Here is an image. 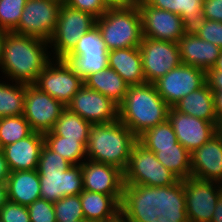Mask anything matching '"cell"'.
<instances>
[{
  "instance_id": "1",
  "label": "cell",
  "mask_w": 222,
  "mask_h": 222,
  "mask_svg": "<svg viewBox=\"0 0 222 222\" xmlns=\"http://www.w3.org/2000/svg\"><path fill=\"white\" fill-rule=\"evenodd\" d=\"M183 180L171 186L124 185L120 211L132 222H189Z\"/></svg>"
},
{
  "instance_id": "2",
  "label": "cell",
  "mask_w": 222,
  "mask_h": 222,
  "mask_svg": "<svg viewBox=\"0 0 222 222\" xmlns=\"http://www.w3.org/2000/svg\"><path fill=\"white\" fill-rule=\"evenodd\" d=\"M49 42L37 37L8 31L3 45L0 70L9 81L32 85L52 61ZM50 54V55H49Z\"/></svg>"
},
{
  "instance_id": "3",
  "label": "cell",
  "mask_w": 222,
  "mask_h": 222,
  "mask_svg": "<svg viewBox=\"0 0 222 222\" xmlns=\"http://www.w3.org/2000/svg\"><path fill=\"white\" fill-rule=\"evenodd\" d=\"M169 109L153 83L132 85L118 106V119L138 137L145 130L167 121Z\"/></svg>"
},
{
  "instance_id": "4",
  "label": "cell",
  "mask_w": 222,
  "mask_h": 222,
  "mask_svg": "<svg viewBox=\"0 0 222 222\" xmlns=\"http://www.w3.org/2000/svg\"><path fill=\"white\" fill-rule=\"evenodd\" d=\"M137 137L119 119L91 124L86 146L87 159L109 164L125 171Z\"/></svg>"
},
{
  "instance_id": "5",
  "label": "cell",
  "mask_w": 222,
  "mask_h": 222,
  "mask_svg": "<svg viewBox=\"0 0 222 222\" xmlns=\"http://www.w3.org/2000/svg\"><path fill=\"white\" fill-rule=\"evenodd\" d=\"M108 51L140 47L142 42V19L138 6L109 8L96 19Z\"/></svg>"
},
{
  "instance_id": "6",
  "label": "cell",
  "mask_w": 222,
  "mask_h": 222,
  "mask_svg": "<svg viewBox=\"0 0 222 222\" xmlns=\"http://www.w3.org/2000/svg\"><path fill=\"white\" fill-rule=\"evenodd\" d=\"M124 173V185L149 187L171 186L180 179L159 162L153 153L138 141L132 148Z\"/></svg>"
},
{
  "instance_id": "7",
  "label": "cell",
  "mask_w": 222,
  "mask_h": 222,
  "mask_svg": "<svg viewBox=\"0 0 222 222\" xmlns=\"http://www.w3.org/2000/svg\"><path fill=\"white\" fill-rule=\"evenodd\" d=\"M96 19L97 18L87 12L62 5L59 11L55 33L49 41V48H53L51 50L53 56L51 57L53 59H62L71 53L76 47L80 37L96 26Z\"/></svg>"
},
{
  "instance_id": "8",
  "label": "cell",
  "mask_w": 222,
  "mask_h": 222,
  "mask_svg": "<svg viewBox=\"0 0 222 222\" xmlns=\"http://www.w3.org/2000/svg\"><path fill=\"white\" fill-rule=\"evenodd\" d=\"M141 61L146 83H154L181 64L178 43L143 37Z\"/></svg>"
},
{
  "instance_id": "9",
  "label": "cell",
  "mask_w": 222,
  "mask_h": 222,
  "mask_svg": "<svg viewBox=\"0 0 222 222\" xmlns=\"http://www.w3.org/2000/svg\"><path fill=\"white\" fill-rule=\"evenodd\" d=\"M60 8L61 5L47 0H27L13 32L49 42L57 27Z\"/></svg>"
},
{
  "instance_id": "10",
  "label": "cell",
  "mask_w": 222,
  "mask_h": 222,
  "mask_svg": "<svg viewBox=\"0 0 222 222\" xmlns=\"http://www.w3.org/2000/svg\"><path fill=\"white\" fill-rule=\"evenodd\" d=\"M183 189L189 222H211L222 183L189 177L183 180Z\"/></svg>"
},
{
  "instance_id": "11",
  "label": "cell",
  "mask_w": 222,
  "mask_h": 222,
  "mask_svg": "<svg viewBox=\"0 0 222 222\" xmlns=\"http://www.w3.org/2000/svg\"><path fill=\"white\" fill-rule=\"evenodd\" d=\"M34 85L66 107L84 81L62 59H54L40 72Z\"/></svg>"
},
{
  "instance_id": "12",
  "label": "cell",
  "mask_w": 222,
  "mask_h": 222,
  "mask_svg": "<svg viewBox=\"0 0 222 222\" xmlns=\"http://www.w3.org/2000/svg\"><path fill=\"white\" fill-rule=\"evenodd\" d=\"M205 83L206 71L181 63L153 84L163 100L173 107L183 97L201 88Z\"/></svg>"
},
{
  "instance_id": "13",
  "label": "cell",
  "mask_w": 222,
  "mask_h": 222,
  "mask_svg": "<svg viewBox=\"0 0 222 222\" xmlns=\"http://www.w3.org/2000/svg\"><path fill=\"white\" fill-rule=\"evenodd\" d=\"M66 107L34 84H26L23 116L33 131H51Z\"/></svg>"
},
{
  "instance_id": "14",
  "label": "cell",
  "mask_w": 222,
  "mask_h": 222,
  "mask_svg": "<svg viewBox=\"0 0 222 222\" xmlns=\"http://www.w3.org/2000/svg\"><path fill=\"white\" fill-rule=\"evenodd\" d=\"M91 124L118 120V105L98 91L83 85L66 106Z\"/></svg>"
},
{
  "instance_id": "15",
  "label": "cell",
  "mask_w": 222,
  "mask_h": 222,
  "mask_svg": "<svg viewBox=\"0 0 222 222\" xmlns=\"http://www.w3.org/2000/svg\"><path fill=\"white\" fill-rule=\"evenodd\" d=\"M142 19L143 37L178 43L184 35L182 17L143 3L138 6Z\"/></svg>"
},
{
  "instance_id": "16",
  "label": "cell",
  "mask_w": 222,
  "mask_h": 222,
  "mask_svg": "<svg viewBox=\"0 0 222 222\" xmlns=\"http://www.w3.org/2000/svg\"><path fill=\"white\" fill-rule=\"evenodd\" d=\"M168 121L171 123L178 142L190 153L207 142L217 133L218 123L190 116L170 107Z\"/></svg>"
},
{
  "instance_id": "17",
  "label": "cell",
  "mask_w": 222,
  "mask_h": 222,
  "mask_svg": "<svg viewBox=\"0 0 222 222\" xmlns=\"http://www.w3.org/2000/svg\"><path fill=\"white\" fill-rule=\"evenodd\" d=\"M40 180L41 198L57 202L63 197L79 195L83 191V175L80 165L67 170H37Z\"/></svg>"
},
{
  "instance_id": "18",
  "label": "cell",
  "mask_w": 222,
  "mask_h": 222,
  "mask_svg": "<svg viewBox=\"0 0 222 222\" xmlns=\"http://www.w3.org/2000/svg\"><path fill=\"white\" fill-rule=\"evenodd\" d=\"M83 190L123 196L124 173L119 168L86 159L81 164Z\"/></svg>"
},
{
  "instance_id": "19",
  "label": "cell",
  "mask_w": 222,
  "mask_h": 222,
  "mask_svg": "<svg viewBox=\"0 0 222 222\" xmlns=\"http://www.w3.org/2000/svg\"><path fill=\"white\" fill-rule=\"evenodd\" d=\"M191 177L222 183V137L218 133L191 153Z\"/></svg>"
},
{
  "instance_id": "20",
  "label": "cell",
  "mask_w": 222,
  "mask_h": 222,
  "mask_svg": "<svg viewBox=\"0 0 222 222\" xmlns=\"http://www.w3.org/2000/svg\"><path fill=\"white\" fill-rule=\"evenodd\" d=\"M43 146V133L33 131L29 136L3 147L2 151L10 171H31L37 169Z\"/></svg>"
},
{
  "instance_id": "21",
  "label": "cell",
  "mask_w": 222,
  "mask_h": 222,
  "mask_svg": "<svg viewBox=\"0 0 222 222\" xmlns=\"http://www.w3.org/2000/svg\"><path fill=\"white\" fill-rule=\"evenodd\" d=\"M178 46L182 64L194 66L206 72L214 67L222 50L197 35L184 34L178 41Z\"/></svg>"
},
{
  "instance_id": "22",
  "label": "cell",
  "mask_w": 222,
  "mask_h": 222,
  "mask_svg": "<svg viewBox=\"0 0 222 222\" xmlns=\"http://www.w3.org/2000/svg\"><path fill=\"white\" fill-rule=\"evenodd\" d=\"M108 66L114 69L129 86L146 83L139 47L109 51Z\"/></svg>"
},
{
  "instance_id": "23",
  "label": "cell",
  "mask_w": 222,
  "mask_h": 222,
  "mask_svg": "<svg viewBox=\"0 0 222 222\" xmlns=\"http://www.w3.org/2000/svg\"><path fill=\"white\" fill-rule=\"evenodd\" d=\"M8 200L28 207L41 198L40 180L37 169L31 171H14L6 181Z\"/></svg>"
},
{
  "instance_id": "24",
  "label": "cell",
  "mask_w": 222,
  "mask_h": 222,
  "mask_svg": "<svg viewBox=\"0 0 222 222\" xmlns=\"http://www.w3.org/2000/svg\"><path fill=\"white\" fill-rule=\"evenodd\" d=\"M80 200L84 218L89 222H106L120 212L122 196H110L83 190Z\"/></svg>"
},
{
  "instance_id": "25",
  "label": "cell",
  "mask_w": 222,
  "mask_h": 222,
  "mask_svg": "<svg viewBox=\"0 0 222 222\" xmlns=\"http://www.w3.org/2000/svg\"><path fill=\"white\" fill-rule=\"evenodd\" d=\"M177 111L211 123H218L215 113L214 94L207 82L192 91L173 106Z\"/></svg>"
},
{
  "instance_id": "26",
  "label": "cell",
  "mask_w": 222,
  "mask_h": 222,
  "mask_svg": "<svg viewBox=\"0 0 222 222\" xmlns=\"http://www.w3.org/2000/svg\"><path fill=\"white\" fill-rule=\"evenodd\" d=\"M84 85L110 98L118 106L124 101L129 87L123 78L109 67L88 76Z\"/></svg>"
},
{
  "instance_id": "27",
  "label": "cell",
  "mask_w": 222,
  "mask_h": 222,
  "mask_svg": "<svg viewBox=\"0 0 222 222\" xmlns=\"http://www.w3.org/2000/svg\"><path fill=\"white\" fill-rule=\"evenodd\" d=\"M147 149L153 151L157 160L180 180L191 177V153L179 142L173 147Z\"/></svg>"
},
{
  "instance_id": "28",
  "label": "cell",
  "mask_w": 222,
  "mask_h": 222,
  "mask_svg": "<svg viewBox=\"0 0 222 222\" xmlns=\"http://www.w3.org/2000/svg\"><path fill=\"white\" fill-rule=\"evenodd\" d=\"M90 126V122L65 108L51 131L66 139L78 140L86 147Z\"/></svg>"
},
{
  "instance_id": "29",
  "label": "cell",
  "mask_w": 222,
  "mask_h": 222,
  "mask_svg": "<svg viewBox=\"0 0 222 222\" xmlns=\"http://www.w3.org/2000/svg\"><path fill=\"white\" fill-rule=\"evenodd\" d=\"M43 137L48 149L61 155L72 165H80L86 160V147L78 140L57 136L52 131L43 133Z\"/></svg>"
},
{
  "instance_id": "30",
  "label": "cell",
  "mask_w": 222,
  "mask_h": 222,
  "mask_svg": "<svg viewBox=\"0 0 222 222\" xmlns=\"http://www.w3.org/2000/svg\"><path fill=\"white\" fill-rule=\"evenodd\" d=\"M0 81V118L20 116L24 112L26 84Z\"/></svg>"
},
{
  "instance_id": "31",
  "label": "cell",
  "mask_w": 222,
  "mask_h": 222,
  "mask_svg": "<svg viewBox=\"0 0 222 222\" xmlns=\"http://www.w3.org/2000/svg\"><path fill=\"white\" fill-rule=\"evenodd\" d=\"M62 60L83 81L91 74L109 67L108 54L66 55Z\"/></svg>"
},
{
  "instance_id": "32",
  "label": "cell",
  "mask_w": 222,
  "mask_h": 222,
  "mask_svg": "<svg viewBox=\"0 0 222 222\" xmlns=\"http://www.w3.org/2000/svg\"><path fill=\"white\" fill-rule=\"evenodd\" d=\"M137 141L145 148H167L178 143L173 127L168 120L145 130L137 137Z\"/></svg>"
},
{
  "instance_id": "33",
  "label": "cell",
  "mask_w": 222,
  "mask_h": 222,
  "mask_svg": "<svg viewBox=\"0 0 222 222\" xmlns=\"http://www.w3.org/2000/svg\"><path fill=\"white\" fill-rule=\"evenodd\" d=\"M32 132L23 115L0 118V149L29 136Z\"/></svg>"
},
{
  "instance_id": "34",
  "label": "cell",
  "mask_w": 222,
  "mask_h": 222,
  "mask_svg": "<svg viewBox=\"0 0 222 222\" xmlns=\"http://www.w3.org/2000/svg\"><path fill=\"white\" fill-rule=\"evenodd\" d=\"M109 54L98 27H93L80 37L74 50L67 55Z\"/></svg>"
},
{
  "instance_id": "35",
  "label": "cell",
  "mask_w": 222,
  "mask_h": 222,
  "mask_svg": "<svg viewBox=\"0 0 222 222\" xmlns=\"http://www.w3.org/2000/svg\"><path fill=\"white\" fill-rule=\"evenodd\" d=\"M56 222H72L84 218L79 195L66 196L53 203Z\"/></svg>"
},
{
  "instance_id": "36",
  "label": "cell",
  "mask_w": 222,
  "mask_h": 222,
  "mask_svg": "<svg viewBox=\"0 0 222 222\" xmlns=\"http://www.w3.org/2000/svg\"><path fill=\"white\" fill-rule=\"evenodd\" d=\"M27 0H0V28L13 31L19 23Z\"/></svg>"
},
{
  "instance_id": "37",
  "label": "cell",
  "mask_w": 222,
  "mask_h": 222,
  "mask_svg": "<svg viewBox=\"0 0 222 222\" xmlns=\"http://www.w3.org/2000/svg\"><path fill=\"white\" fill-rule=\"evenodd\" d=\"M204 0H150L148 3L158 9L170 11L181 16L194 13L203 12Z\"/></svg>"
},
{
  "instance_id": "38",
  "label": "cell",
  "mask_w": 222,
  "mask_h": 222,
  "mask_svg": "<svg viewBox=\"0 0 222 222\" xmlns=\"http://www.w3.org/2000/svg\"><path fill=\"white\" fill-rule=\"evenodd\" d=\"M72 166L61 155L51 151L45 145L41 149L37 170L60 171L67 170Z\"/></svg>"
},
{
  "instance_id": "39",
  "label": "cell",
  "mask_w": 222,
  "mask_h": 222,
  "mask_svg": "<svg viewBox=\"0 0 222 222\" xmlns=\"http://www.w3.org/2000/svg\"><path fill=\"white\" fill-rule=\"evenodd\" d=\"M27 208L30 222H56L53 202L40 198Z\"/></svg>"
},
{
  "instance_id": "40",
  "label": "cell",
  "mask_w": 222,
  "mask_h": 222,
  "mask_svg": "<svg viewBox=\"0 0 222 222\" xmlns=\"http://www.w3.org/2000/svg\"><path fill=\"white\" fill-rule=\"evenodd\" d=\"M0 220L2 222H30L28 208L8 200L0 209Z\"/></svg>"
},
{
  "instance_id": "41",
  "label": "cell",
  "mask_w": 222,
  "mask_h": 222,
  "mask_svg": "<svg viewBox=\"0 0 222 222\" xmlns=\"http://www.w3.org/2000/svg\"><path fill=\"white\" fill-rule=\"evenodd\" d=\"M65 5L100 18L109 9L104 0H66Z\"/></svg>"
},
{
  "instance_id": "42",
  "label": "cell",
  "mask_w": 222,
  "mask_h": 222,
  "mask_svg": "<svg viewBox=\"0 0 222 222\" xmlns=\"http://www.w3.org/2000/svg\"><path fill=\"white\" fill-rule=\"evenodd\" d=\"M197 36L222 49V22L206 20Z\"/></svg>"
},
{
  "instance_id": "43",
  "label": "cell",
  "mask_w": 222,
  "mask_h": 222,
  "mask_svg": "<svg viewBox=\"0 0 222 222\" xmlns=\"http://www.w3.org/2000/svg\"><path fill=\"white\" fill-rule=\"evenodd\" d=\"M206 19L203 12H194L188 15H185L182 18L184 25V34L185 35H197L202 29Z\"/></svg>"
},
{
  "instance_id": "44",
  "label": "cell",
  "mask_w": 222,
  "mask_h": 222,
  "mask_svg": "<svg viewBox=\"0 0 222 222\" xmlns=\"http://www.w3.org/2000/svg\"><path fill=\"white\" fill-rule=\"evenodd\" d=\"M202 10L206 20L222 22V0H204Z\"/></svg>"
},
{
  "instance_id": "45",
  "label": "cell",
  "mask_w": 222,
  "mask_h": 222,
  "mask_svg": "<svg viewBox=\"0 0 222 222\" xmlns=\"http://www.w3.org/2000/svg\"><path fill=\"white\" fill-rule=\"evenodd\" d=\"M206 82L212 91H222V72L209 69L206 72Z\"/></svg>"
},
{
  "instance_id": "46",
  "label": "cell",
  "mask_w": 222,
  "mask_h": 222,
  "mask_svg": "<svg viewBox=\"0 0 222 222\" xmlns=\"http://www.w3.org/2000/svg\"><path fill=\"white\" fill-rule=\"evenodd\" d=\"M10 169L5 158L4 152L0 149V183H6L10 176Z\"/></svg>"
},
{
  "instance_id": "47",
  "label": "cell",
  "mask_w": 222,
  "mask_h": 222,
  "mask_svg": "<svg viewBox=\"0 0 222 222\" xmlns=\"http://www.w3.org/2000/svg\"><path fill=\"white\" fill-rule=\"evenodd\" d=\"M214 94L215 113L218 122L222 120V91H212Z\"/></svg>"
},
{
  "instance_id": "48",
  "label": "cell",
  "mask_w": 222,
  "mask_h": 222,
  "mask_svg": "<svg viewBox=\"0 0 222 222\" xmlns=\"http://www.w3.org/2000/svg\"><path fill=\"white\" fill-rule=\"evenodd\" d=\"M211 222H222V194L218 198Z\"/></svg>"
},
{
  "instance_id": "49",
  "label": "cell",
  "mask_w": 222,
  "mask_h": 222,
  "mask_svg": "<svg viewBox=\"0 0 222 222\" xmlns=\"http://www.w3.org/2000/svg\"><path fill=\"white\" fill-rule=\"evenodd\" d=\"M109 8H116V7H129L130 1L129 0H104Z\"/></svg>"
},
{
  "instance_id": "50",
  "label": "cell",
  "mask_w": 222,
  "mask_h": 222,
  "mask_svg": "<svg viewBox=\"0 0 222 222\" xmlns=\"http://www.w3.org/2000/svg\"><path fill=\"white\" fill-rule=\"evenodd\" d=\"M8 201V192L6 183H0V209Z\"/></svg>"
},
{
  "instance_id": "51",
  "label": "cell",
  "mask_w": 222,
  "mask_h": 222,
  "mask_svg": "<svg viewBox=\"0 0 222 222\" xmlns=\"http://www.w3.org/2000/svg\"><path fill=\"white\" fill-rule=\"evenodd\" d=\"M8 31L0 28V64L3 58V45Z\"/></svg>"
},
{
  "instance_id": "52",
  "label": "cell",
  "mask_w": 222,
  "mask_h": 222,
  "mask_svg": "<svg viewBox=\"0 0 222 222\" xmlns=\"http://www.w3.org/2000/svg\"><path fill=\"white\" fill-rule=\"evenodd\" d=\"M106 222H132L128 219L121 211L113 218L107 220Z\"/></svg>"
},
{
  "instance_id": "53",
  "label": "cell",
  "mask_w": 222,
  "mask_h": 222,
  "mask_svg": "<svg viewBox=\"0 0 222 222\" xmlns=\"http://www.w3.org/2000/svg\"><path fill=\"white\" fill-rule=\"evenodd\" d=\"M216 71H221L222 72V50L220 52V55L217 59L216 64L213 67Z\"/></svg>"
},
{
  "instance_id": "54",
  "label": "cell",
  "mask_w": 222,
  "mask_h": 222,
  "mask_svg": "<svg viewBox=\"0 0 222 222\" xmlns=\"http://www.w3.org/2000/svg\"><path fill=\"white\" fill-rule=\"evenodd\" d=\"M130 6H139L143 3H148L150 0H129Z\"/></svg>"
},
{
  "instance_id": "55",
  "label": "cell",
  "mask_w": 222,
  "mask_h": 222,
  "mask_svg": "<svg viewBox=\"0 0 222 222\" xmlns=\"http://www.w3.org/2000/svg\"><path fill=\"white\" fill-rule=\"evenodd\" d=\"M217 133L222 137V120L218 122Z\"/></svg>"
},
{
  "instance_id": "56",
  "label": "cell",
  "mask_w": 222,
  "mask_h": 222,
  "mask_svg": "<svg viewBox=\"0 0 222 222\" xmlns=\"http://www.w3.org/2000/svg\"><path fill=\"white\" fill-rule=\"evenodd\" d=\"M47 1H51L54 3H57L58 5H65L66 0H47Z\"/></svg>"
},
{
  "instance_id": "57",
  "label": "cell",
  "mask_w": 222,
  "mask_h": 222,
  "mask_svg": "<svg viewBox=\"0 0 222 222\" xmlns=\"http://www.w3.org/2000/svg\"><path fill=\"white\" fill-rule=\"evenodd\" d=\"M72 222H89V221H87L85 218H83V219H79V220L72 221Z\"/></svg>"
}]
</instances>
